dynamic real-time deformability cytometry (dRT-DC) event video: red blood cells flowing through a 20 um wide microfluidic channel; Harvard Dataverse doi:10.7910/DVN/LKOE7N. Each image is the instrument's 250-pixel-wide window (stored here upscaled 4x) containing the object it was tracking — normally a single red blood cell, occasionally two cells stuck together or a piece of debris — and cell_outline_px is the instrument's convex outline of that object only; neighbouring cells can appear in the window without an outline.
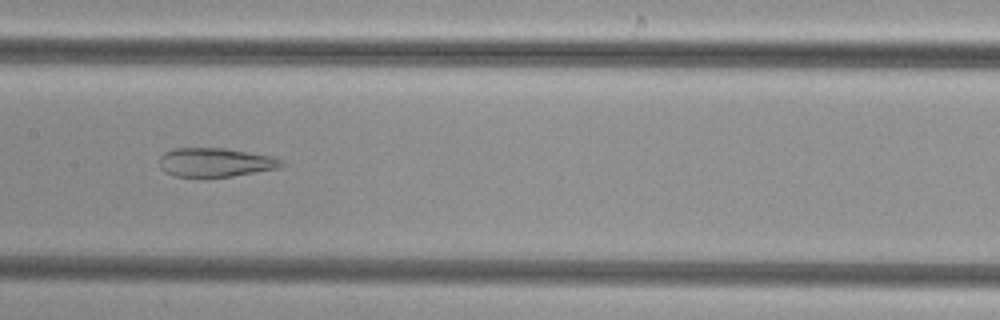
{"species": "common noctule bat (a hibernating species)", "species_latin": "Nyctalus noctula", "temperature_condition": "cold", "stored_images_in_passage": 43, "camera_frame_rate_fps": 3000, "um_per_image_px": 0.085, "animal": {"sex": "female", "body_mass_g": 29.2, "forearm_length_mm": 56.3}, "frame": {"image": 1, "passage_image": 18, "time_ms": 5.667, "image_size_px": [1000, 320], "cell_outline_px": [[284, 164], [280, 168], [232, 176], [200, 180], [176, 176], [164, 172], [160, 168], [160, 156], [164, 152], [172, 148], [228, 148], [272, 156], [284, 160]], "centroid_in_image_um": [18.28, 13.83], "position_along_channel_um": 189.1, "area_um2": 21.44}}
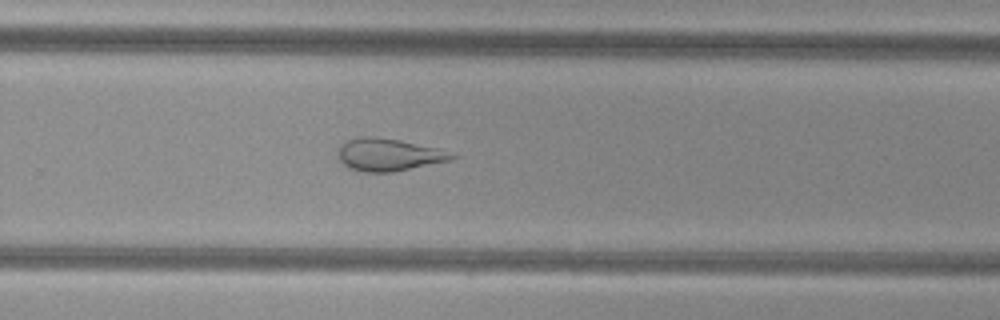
{"frame": {"image": 2, "passage_image": 26, "time_ms": 8.333, "image_size_px": [1000, 320], "cell_outline_px": [[456, 156], [452, 160], [392, 172], [364, 172], [352, 168], [344, 164], [340, 160], [336, 152], [340, 144], [348, 140], [364, 136], [372, 136], [400, 140], [436, 148]], "centroid_in_image_um": [32.98, 13.15], "position_along_channel_um": 296.8, "area_um2": 21.21}}
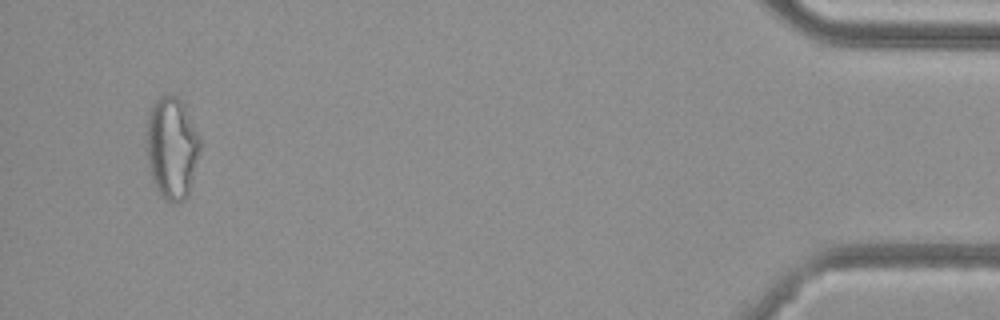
{"frame": {"image": 3, "passage_image": 41, "time_ms": 13.333, "image_size_px": [1000, 320], "cell_outline_px": [[200, 148], [188, 196], [180, 204], [172, 204], [160, 196], [156, 192], [148, 168], [148, 116], [152, 104], [160, 96], [176, 96], [184, 104], [200, 136]], "centroid_in_image_um": [14.62, 12.63], "position_along_channel_um": 420.6, "area_um2": 31.91}}